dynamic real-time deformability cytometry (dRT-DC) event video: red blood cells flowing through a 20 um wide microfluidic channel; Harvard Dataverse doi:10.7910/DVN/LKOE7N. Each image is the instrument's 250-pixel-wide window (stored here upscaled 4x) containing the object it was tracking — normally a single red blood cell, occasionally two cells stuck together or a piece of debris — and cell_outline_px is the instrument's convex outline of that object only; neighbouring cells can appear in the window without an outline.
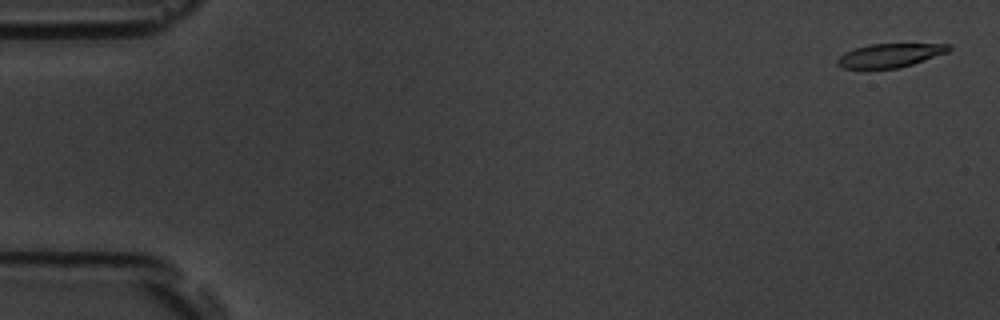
{"species": "common noctule bat (a hibernating species)", "species_latin": "Nyctalus noctula", "temperature_condition": "room temperature", "stored_images_in_passage": 56, "camera_frame_rate_fps": 3000, "um_per_image_px": 0.085, "animal": {"sex": "male", "body_mass_g": 19.5, "forearm_length_mm": 54.6}, "frame": {"image": 1, "passage_image": 2, "time_ms": 0.333, "image_size_px": [1000, 320], "cell_outline_px": [[952, 48], [948, 52], [900, 68], [840, 68], [836, 64], [836, 60], [844, 52], [856, 48], [872, 44], [952, 44]], "centroid_in_image_um": [75.64, 4.71], "position_along_channel_um": 9.4, "area_um2": 15.32}}
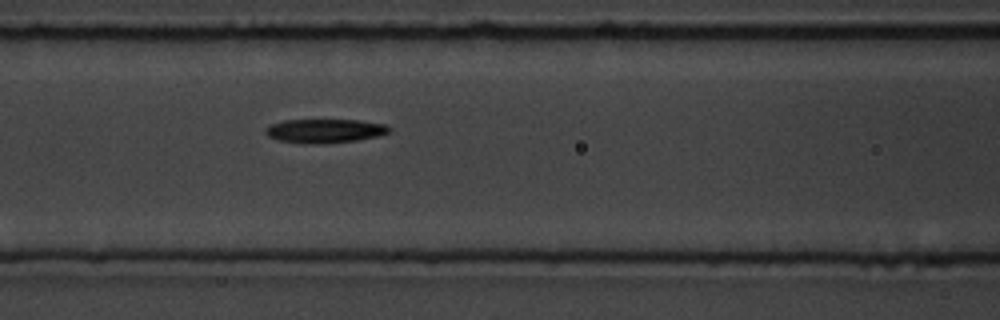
{"frame": {"image": 2, "passage_image": 24, "time_ms": 7.667, "image_size_px": [1000, 320], "cell_outline_px": [[392, 132], [380, 136], [356, 140], [324, 144], [304, 144], [280, 140], [268, 136], [264, 132], [264, 128], [272, 124], [284, 120], [360, 120], [388, 124], [392, 128]], "centroid_in_image_um": [27.67, 11.12], "position_along_channel_um": 138.9, "area_um2": 17.57}}
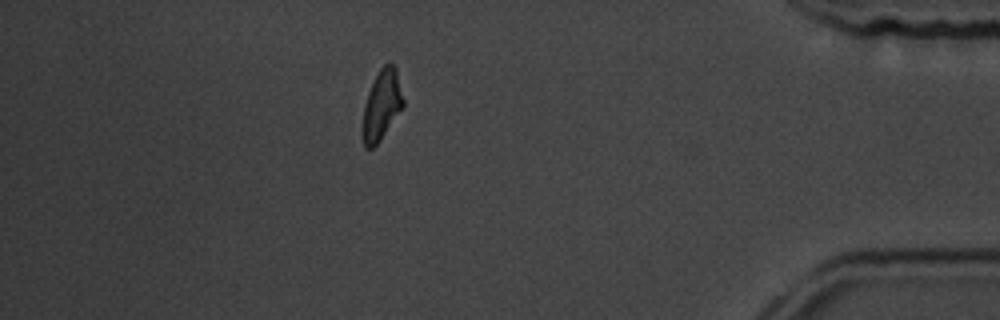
{"frame": {"image": 3, "passage_image": 49, "time_ms": 16.0, "image_size_px": [1000, 320], "cell_outline_px": [[404, 104], [380, 140], [372, 148], [364, 148], [364, 104], [368, 92], [380, 68], [388, 60], [396, 68], [404, 100]], "centroid_in_image_um": [32.46, 8.87], "position_along_channel_um": 402.7, "area_um2": 16.01}, "authors_computed_cell_mechanics": {"area_um2": 16.8776, "velocity_mm_per_s": 3.6875, "shape_relaxation_time_tau1_ms": 3.2657, "shape_relaxation_time_tau2_ms": 6.6375, "deformation_change_tau1": 0.1661, "deformation_change_tau2": 0.1826}}